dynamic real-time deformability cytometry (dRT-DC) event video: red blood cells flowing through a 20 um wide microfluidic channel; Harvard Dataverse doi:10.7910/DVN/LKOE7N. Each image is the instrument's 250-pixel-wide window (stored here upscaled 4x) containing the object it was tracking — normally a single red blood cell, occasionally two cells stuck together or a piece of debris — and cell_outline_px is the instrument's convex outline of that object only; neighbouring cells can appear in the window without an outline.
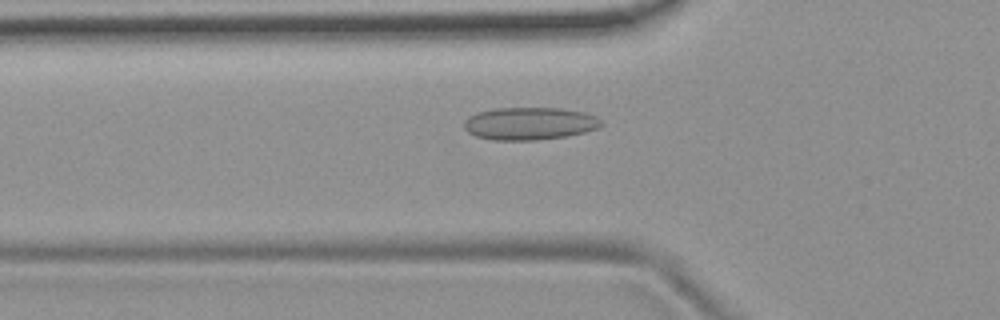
{"species": "common noctule bat (a hibernating species)", "species_latin": "Nyctalus noctula", "temperature_condition": "room temperature", "stored_images_in_passage": 36, "camera_frame_rate_fps": 3000, "um_per_image_px": 0.085, "animal": {"sex": "female", "body_mass_g": 19.9}, "frame": {"image": 1, "passage_image": 4, "time_ms": 1.0, "image_size_px": [1000, 320], "cell_outline_px": [[604, 124], [596, 128], [584, 132], [564, 136], [536, 140], [492, 140], [476, 136], [468, 132], [464, 128], [464, 120], [468, 116], [476, 112], [496, 108], [560, 108], [584, 112], [596, 116], [604, 120]], "centroid_in_image_um": [45.0, 10.49], "position_along_channel_um": 80.8, "area_um2": 26.18}}
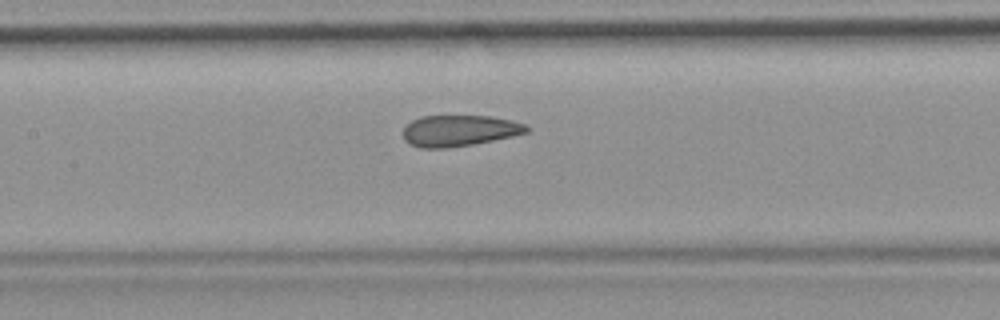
{"frame": {"image": 2, "passage_image": 11, "time_ms": 3.333, "image_size_px": [1000, 320], "cell_outline_px": [[528, 132], [512, 136], [472, 144], [448, 148], [420, 148], [408, 144], [404, 140], [404, 128], [412, 120], [420, 116], [492, 116], [512, 120], [528, 124]], "centroid_in_image_um": [39.04, 11.1], "position_along_channel_um": 168.4, "area_um2": 22.48}}
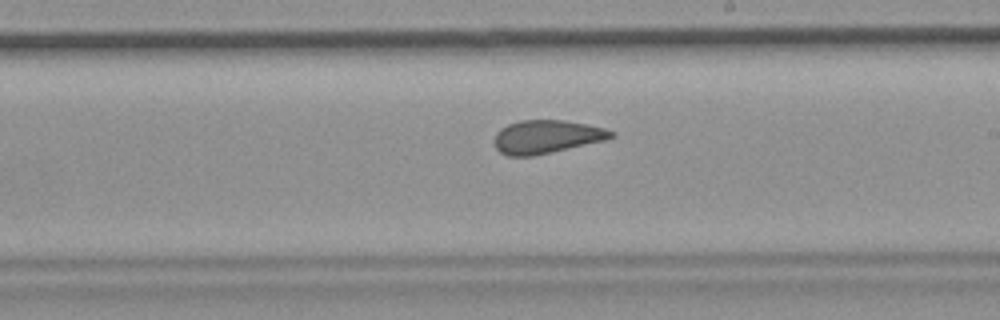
{"frame": {"image": 3, "passage_image": 17, "time_ms": 5.333, "image_size_px": [1000, 320], "cell_outline_px": [[616, 136], [604, 140], [552, 152], [532, 156], [508, 156], [500, 152], [496, 148], [492, 140], [496, 132], [500, 128], [508, 124], [520, 120], [564, 120], [604, 128], [616, 132]], "centroid_in_image_um": [46.41, 11.62], "position_along_channel_um": 242.6, "area_um2": 22.72}, "authors_computed_cell_mechanics": {"area_um2": 23.0333, "velocity_mm_per_s": 3.7268, "shape_relaxation_time_tau1_ms": null, "shape_relaxation_time_tau2_ms": 1.3929, "deformation_change_tau1": null, "deformation_change_tau2": 0.073}}